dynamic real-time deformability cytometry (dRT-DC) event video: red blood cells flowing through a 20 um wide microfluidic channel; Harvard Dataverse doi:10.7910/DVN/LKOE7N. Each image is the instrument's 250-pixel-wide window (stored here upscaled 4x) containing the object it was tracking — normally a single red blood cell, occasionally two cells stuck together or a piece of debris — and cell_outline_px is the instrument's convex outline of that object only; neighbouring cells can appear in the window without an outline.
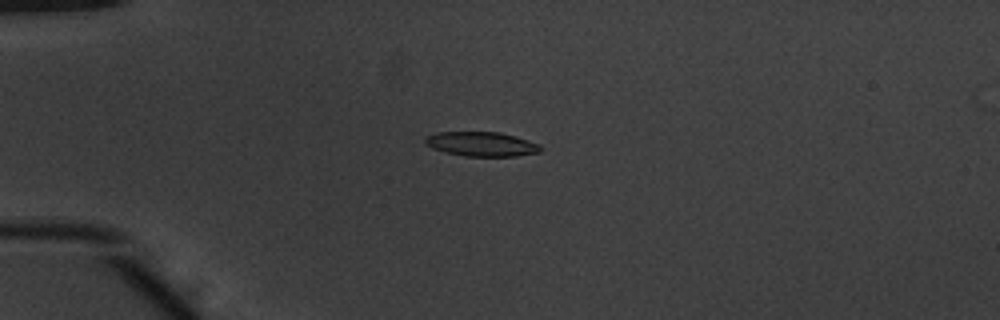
{"species": "common noctule bat (a hibernating species)", "species_latin": "Nyctalus noctula", "temperature_condition": "warm", "stored_images_in_passage": 53, "camera_frame_rate_fps": 3000, "um_per_image_px": 0.085, "animal": {"sex": "male", "body_mass_g": 20.1, "forearm_length_mm": 53.5}, "frame": {"image": 1, "passage_image": 15, "time_ms": 4.667, "image_size_px": [1000, 320], "cell_outline_px": [[544, 148], [540, 152], [516, 156], [464, 156], [432, 148], [424, 144], [424, 140], [428, 136], [436, 132], [500, 132], [516, 136], [540, 144]], "centroid_in_image_um": [40.97, 12.24], "position_along_channel_um": 44.0, "area_um2": 16.47}}
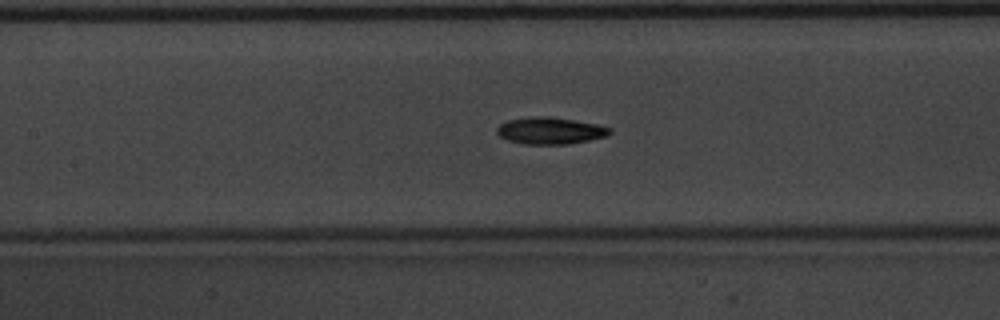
{"frame": {"image": 2, "passage_image": 26, "time_ms": 8.333, "image_size_px": [1000, 320], "cell_outline_px": [[612, 132], [608, 136], [568, 144], [524, 144], [508, 140], [500, 136], [496, 132], [496, 128], [500, 124], [508, 120], [532, 116], [548, 116], [596, 124], [612, 128]], "centroid_in_image_um": [46.76, 11.11], "position_along_channel_um": 160.6, "area_um2": 17.63}}
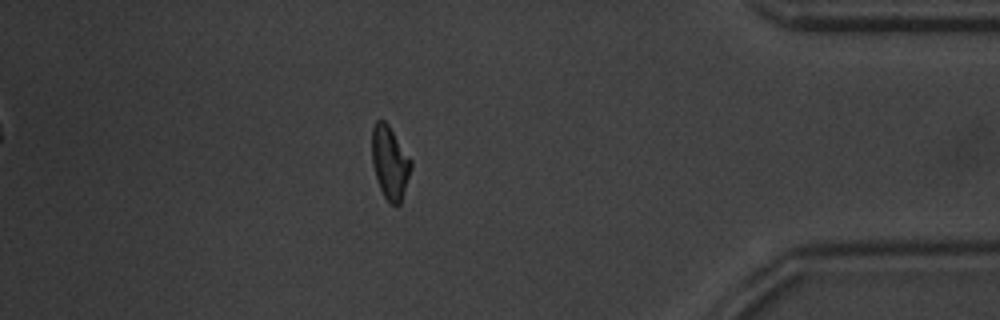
{"frame": {"image": 3, "passage_image": 47, "time_ms": 15.333, "image_size_px": [1000, 320], "cell_outline_px": [[412, 168], [400, 204], [392, 204], [384, 196], [380, 188], [372, 164], [372, 128], [376, 120], [384, 120], [388, 124], [412, 160]], "centroid_in_image_um": [33.15, 13.79], "position_along_channel_um": 402.1, "area_um2": 16.53}, "authors_computed_cell_mechanics": {"area_um2": 16.5886, "velocity_mm_per_s": 3.9271, "shape_relaxation_time_tau1_ms": 2.6668, "shape_relaxation_time_tau2_ms": 6.428, "deformation_change_tau1": 0.1678, "deformation_change_tau2": 0.1575}}